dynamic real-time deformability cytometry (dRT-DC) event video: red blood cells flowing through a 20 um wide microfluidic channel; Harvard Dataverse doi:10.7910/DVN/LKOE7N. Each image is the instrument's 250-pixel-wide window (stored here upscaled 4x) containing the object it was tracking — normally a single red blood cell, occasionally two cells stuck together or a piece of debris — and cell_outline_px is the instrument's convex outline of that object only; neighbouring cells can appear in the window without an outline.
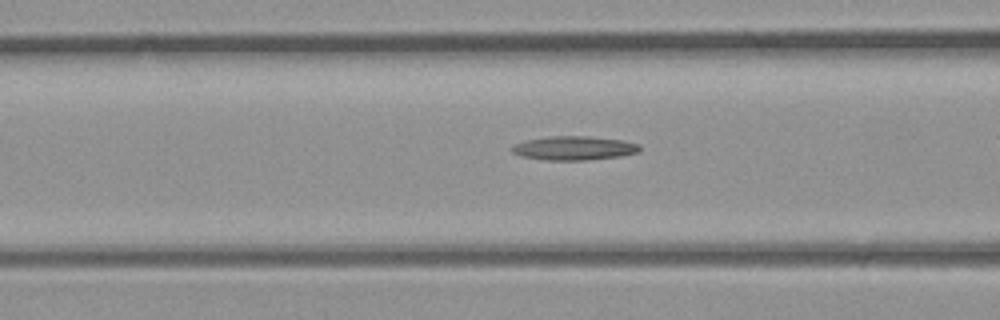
{"species": "common noctule bat (a hibernating species)", "species_latin": "Nyctalus noctula", "temperature_condition": "room temperature", "stored_images_in_passage": 5, "camera_frame_rate_fps": 3000, "um_per_image_px": 0.085, "animal": {"sex": "male", "body_mass_g": 23.1, "forearm_length_mm": 52.7}, "frame": {"image": 1, "passage_image": 5, "time_ms": 1.333, "image_size_px": [1000, 320], "cell_outline_px": [[640, 152], [620, 156], [588, 160], [548, 160], [520, 156], [512, 152], [508, 148], [524, 140], [552, 136], [588, 136], [620, 140], [640, 144]], "centroid_in_image_um": [48.77, 12.59], "position_along_channel_um": 117.8, "area_um2": 17.86}}